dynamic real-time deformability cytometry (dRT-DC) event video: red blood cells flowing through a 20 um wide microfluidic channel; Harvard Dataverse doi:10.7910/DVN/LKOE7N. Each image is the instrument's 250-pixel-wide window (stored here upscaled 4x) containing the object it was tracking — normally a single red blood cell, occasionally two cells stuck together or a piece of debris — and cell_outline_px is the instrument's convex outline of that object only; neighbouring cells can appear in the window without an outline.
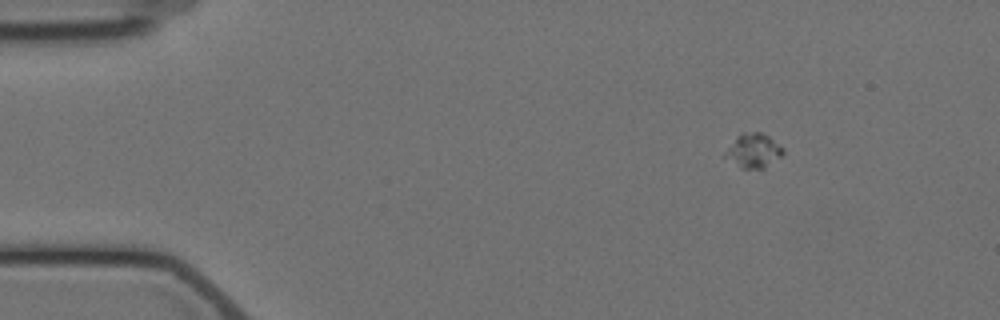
{"species": "Egyptian fruit bat (a non-hibernating species)", "species_latin": "Rousettus aegyptiacus", "temperature_condition": "cold", "stored_images_in_passage": 4, "camera_frame_rate_fps": 3000, "um_per_image_px": 0.085, "animal": {"sex": "female"}, "frame": {"image": 1, "passage_image": 1, "time_ms": 0.0, "image_size_px": [1000, 320], "cell_outline_px": [[784, 152], [780, 156], [764, 168], [740, 168], [724, 156], [724, 152], [736, 136], [740, 132], [760, 132], [768, 136], [784, 148]], "centroid_in_image_um": [64.02, 12.79], "position_along_channel_um": 21.0, "area_um2": 11.44}}
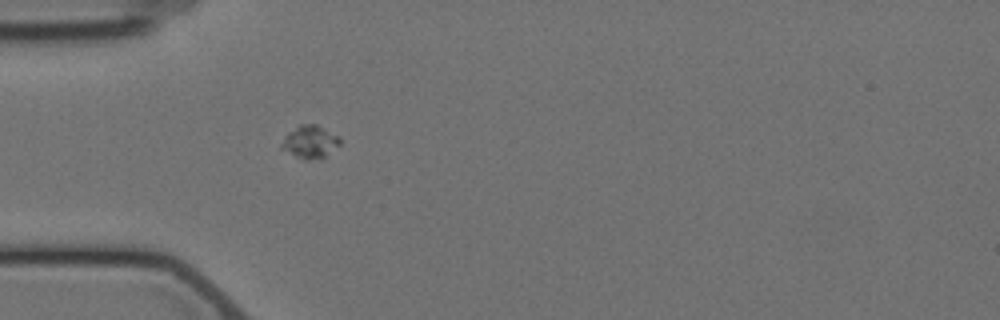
{"frame": {"image": 2, "passage_image": 4, "time_ms": 3.333, "image_size_px": [1000, 320], "cell_outline_px": [[340, 144], [320, 160], [304, 160], [280, 148], [280, 144], [288, 132], [300, 124], [316, 124], [340, 136]], "centroid_in_image_um": [26.36, 12.06], "position_along_channel_um": 58.6, "area_um2": 11.21}}